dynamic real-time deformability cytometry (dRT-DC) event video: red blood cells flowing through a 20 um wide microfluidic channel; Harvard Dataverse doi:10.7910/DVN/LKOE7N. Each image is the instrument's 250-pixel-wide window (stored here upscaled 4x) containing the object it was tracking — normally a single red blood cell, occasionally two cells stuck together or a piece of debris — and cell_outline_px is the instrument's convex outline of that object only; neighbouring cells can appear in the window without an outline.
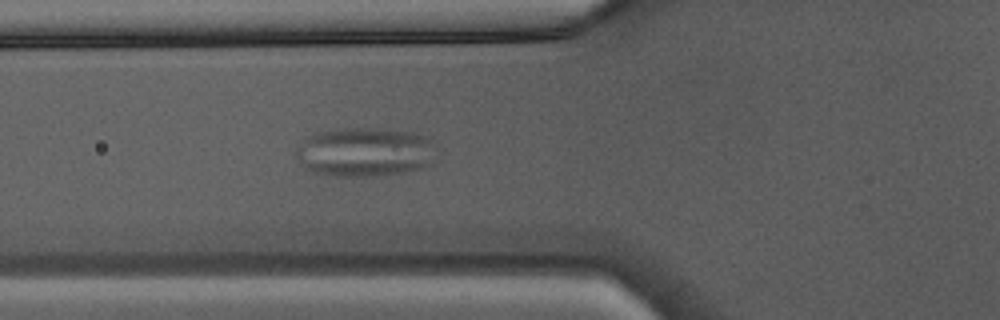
{"species": "Egyptian fruit bat (a non-hibernating species)", "species_latin": "Rousettus aegyptiacus", "temperature_condition": "warm", "stored_images_in_passage": 19, "camera_frame_rate_fps": 3000, "um_per_image_px": 0.085, "animal": {"sex": "male"}, "frame": {"image": 1, "passage_image": 4, "time_ms": 1.0, "image_size_px": [1000, 320], "cell_outline_px": [[436, 164], [424, 168], [404, 172], [372, 176], [332, 176], [312, 172], [304, 168], [296, 156], [296, 148], [304, 136], [312, 132], [336, 128], [376, 128], [416, 132], [428, 136], [436, 144]], "centroid_in_image_um": [31.05, 12.9], "position_along_channel_um": 94.8, "area_um2": 41.62}}